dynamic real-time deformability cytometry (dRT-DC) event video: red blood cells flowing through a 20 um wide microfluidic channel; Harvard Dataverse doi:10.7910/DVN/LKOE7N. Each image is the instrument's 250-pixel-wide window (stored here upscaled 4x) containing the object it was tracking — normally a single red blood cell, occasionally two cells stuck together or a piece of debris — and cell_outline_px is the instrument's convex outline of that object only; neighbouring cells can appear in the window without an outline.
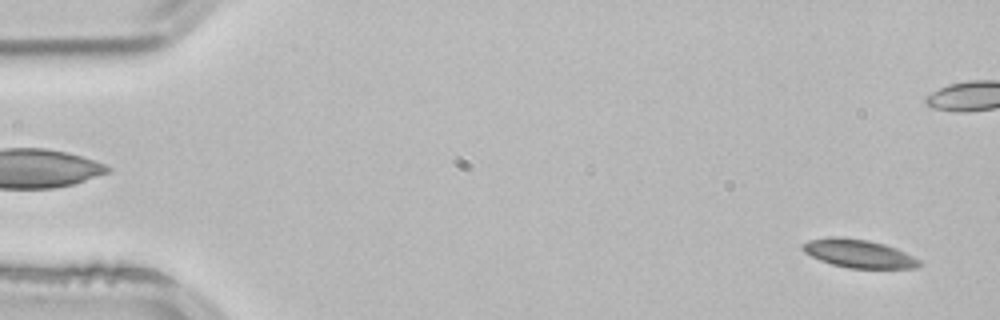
{"species": "common noctule bat (a hibernating species)", "species_latin": "Nyctalus noctula", "temperature_condition": "room temperature", "stored_images_in_passage": 3, "segment_of_instrument_passage": [2, 2], "camera_frame_rate_fps": 3000, "um_per_image_px": 0.085, "animal": {"sex": "male", "body_mass_g": 21.5, "forearm_length_mm": 52.0}, "frame": {"image": 1, "passage_image": 3, "time_ms": 0.667, "image_size_px": [1000, 320], "cell_outline_px": [[924, 264], [916, 268], [848, 268], [832, 264], [820, 260], [804, 252], [800, 248], [800, 244], [808, 240], [828, 236], [840, 236], [868, 240], [884, 244], [896, 248], [920, 260]], "centroid_in_image_um": [72.95, 21.54], "position_along_channel_um": 12.0, "area_um2": 19.42}}